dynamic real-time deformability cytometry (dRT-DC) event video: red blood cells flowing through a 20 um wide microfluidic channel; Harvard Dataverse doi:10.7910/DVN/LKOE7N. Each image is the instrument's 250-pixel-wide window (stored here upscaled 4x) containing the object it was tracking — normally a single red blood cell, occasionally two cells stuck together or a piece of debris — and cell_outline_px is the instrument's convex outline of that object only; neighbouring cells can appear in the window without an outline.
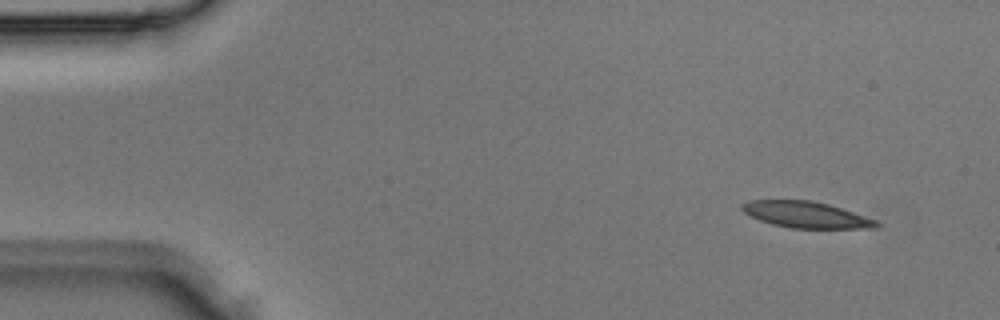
{"species": "Egyptian fruit bat (a non-hibernating species)", "species_latin": "Rousettus aegyptiacus", "temperature_condition": "room temperature", "stored_images_in_passage": 3, "camera_frame_rate_fps": 3000, "um_per_image_px": 0.085, "animal": {"sex": "male"}, "frame": {"image": 1, "passage_image": 1, "time_ms": 0.0, "image_size_px": [1000, 320], "cell_outline_px": [[880, 224], [876, 228], [792, 228], [772, 224], [760, 220], [744, 212], [740, 208], [740, 204], [748, 200], [812, 200], [828, 204], [876, 220]], "centroid_in_image_um": [68.48, 18.24], "position_along_channel_um": 16.5, "area_um2": 20.4}}
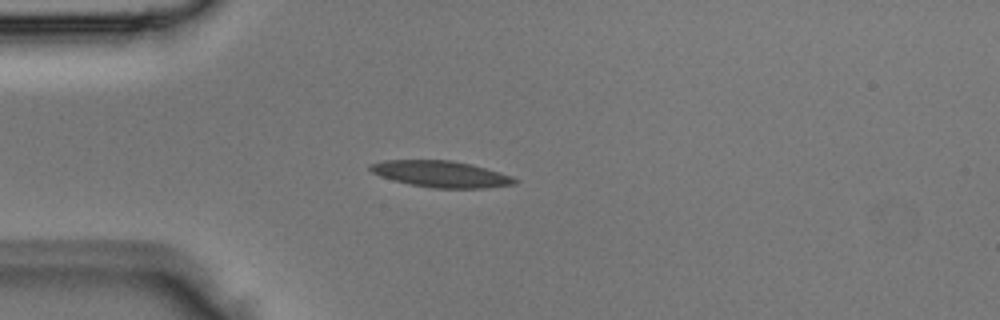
{"frame": {"image": 2, "passage_image": 3, "time_ms": 0.667, "image_size_px": [1000, 320], "cell_outline_px": [[520, 180], [516, 184], [484, 188], [432, 188], [412, 184], [380, 176], [372, 172], [368, 168], [372, 164], [384, 160], [452, 160], [472, 164], [500, 172], [512, 176]], "centroid_in_image_um": [37.55, 14.79], "position_along_channel_um": 47.5, "area_um2": 22.14}}